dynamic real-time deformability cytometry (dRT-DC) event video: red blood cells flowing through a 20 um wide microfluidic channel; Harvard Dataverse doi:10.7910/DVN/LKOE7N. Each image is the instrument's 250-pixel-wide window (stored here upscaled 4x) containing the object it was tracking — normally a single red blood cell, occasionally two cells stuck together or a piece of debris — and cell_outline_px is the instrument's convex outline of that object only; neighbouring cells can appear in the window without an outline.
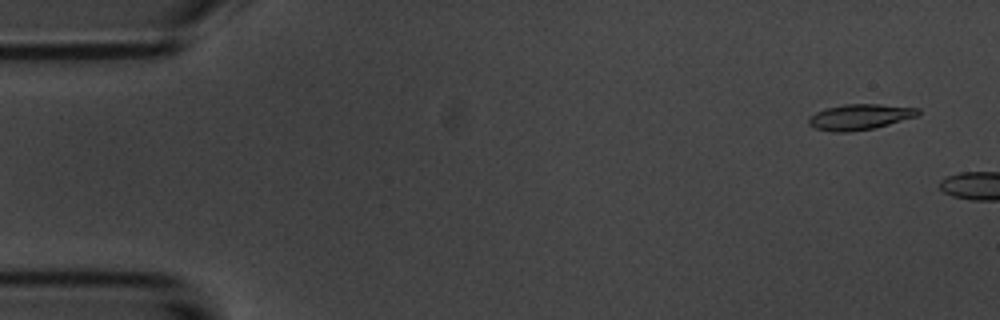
{"species": "common noctule bat (a hibernating species)", "species_latin": "Nyctalus noctula", "temperature_condition": "room temperature", "stored_images_in_passage": 5, "camera_frame_rate_fps": 3000, "um_per_image_px": 0.085, "animal": {"sex": "male", "body_mass_g": 20.1, "forearm_length_mm": 53.5}, "frame": {"image": 1, "passage_image": 2, "time_ms": 0.333, "image_size_px": [1000, 320], "cell_outline_px": [[920, 112], [916, 116], [888, 124], [872, 128], [848, 132], [832, 132], [816, 128], [808, 124], [808, 116], [824, 108], [844, 104], [880, 104], [920, 108]], "centroid_in_image_um": [73.04, 9.92], "position_along_channel_um": 12.0, "area_um2": 16.3}}